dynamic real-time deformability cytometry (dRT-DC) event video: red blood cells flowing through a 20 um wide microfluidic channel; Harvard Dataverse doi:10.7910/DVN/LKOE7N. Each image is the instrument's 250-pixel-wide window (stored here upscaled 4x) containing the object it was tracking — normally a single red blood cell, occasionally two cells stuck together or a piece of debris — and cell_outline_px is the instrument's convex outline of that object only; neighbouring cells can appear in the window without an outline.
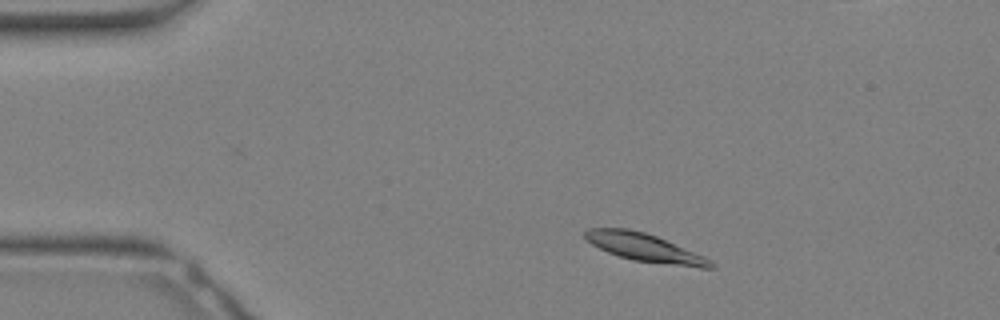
{"species": "Egyptian fruit bat (a non-hibernating species)", "species_latin": "Rousettus aegyptiacus", "temperature_condition": "warm", "stored_images_in_passage": 32, "camera_frame_rate_fps": 3000, "um_per_image_px": 0.085, "animal": {"sex": "female"}, "frame": {"image": 1, "passage_image": 4, "time_ms": 1.0, "image_size_px": [1000, 320], "cell_outline_px": [[716, 268], [700, 268], [632, 260], [608, 252], [592, 244], [584, 236], [584, 232], [588, 228], [628, 228], [644, 232], [656, 236], [704, 256], [712, 260], [716, 264]], "centroid_in_image_um": [54.84, 21.05], "position_along_channel_um": 30.2, "area_um2": 20.4}}
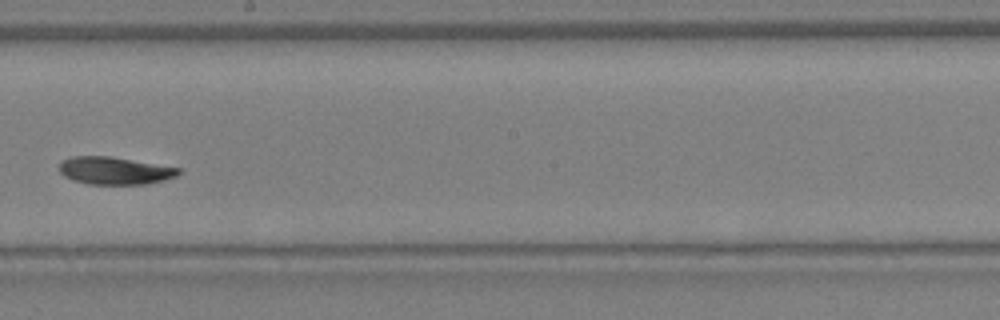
{"frame": {"image": 2, "passage_image": 17, "time_ms": 5.333, "image_size_px": [1000, 320], "cell_outline_px": [[180, 172], [176, 176], [164, 180], [144, 184], [88, 184], [72, 180], [64, 176], [60, 172], [60, 164], [64, 160], [72, 156], [112, 156], [180, 168]], "centroid_in_image_um": [9.74, 14.5], "position_along_channel_um": 238.5, "area_um2": 19.07}}
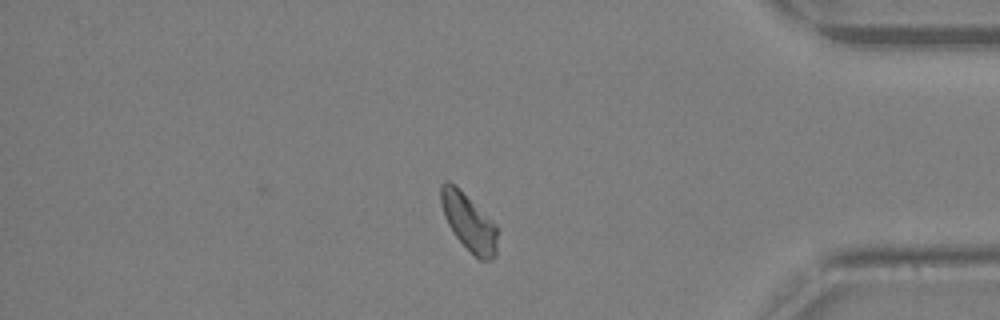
{"frame": {"image": 3, "passage_image": 26, "time_ms": 8.333, "image_size_px": [1000, 320], "cell_outline_px": [[496, 256], [492, 260], [480, 260], [456, 236], [448, 224], [444, 216], [440, 204], [440, 184], [444, 180], [448, 180], [460, 188], [496, 224]], "centroid_in_image_um": [39.82, 18.82], "position_along_channel_um": 395.4, "area_um2": 18.73}}